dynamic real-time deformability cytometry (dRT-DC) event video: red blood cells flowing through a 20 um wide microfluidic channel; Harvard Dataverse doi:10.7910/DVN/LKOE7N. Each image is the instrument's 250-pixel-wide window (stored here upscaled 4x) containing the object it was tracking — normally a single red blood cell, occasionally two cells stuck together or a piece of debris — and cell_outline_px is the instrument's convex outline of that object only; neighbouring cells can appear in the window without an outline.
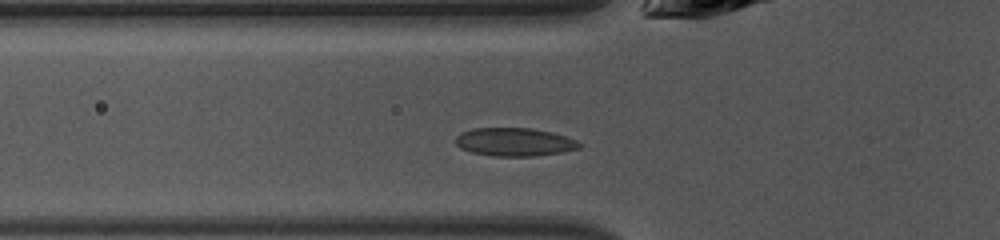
{"species": "common noctule bat (a hibernating species)", "species_latin": "Nyctalus noctula", "temperature_condition": "warm", "stored_images_in_passage": 31, "camera_frame_rate_fps": 3000, "um_per_image_px": 0.085, "animal": {"sex": "female", "body_mass_g": 10.0, "forearm_length_mm": 53.1}, "frame": {"image": 1, "passage_image": 5, "time_ms": 1.333, "image_size_px": [1000, 240], "cell_outline_px": [[580, 148], [564, 152], [536, 156], [492, 156], [472, 152], [460, 148], [456, 144], [456, 136], [460, 132], [472, 128], [532, 128], [552, 132], [576, 140], [580, 144]], "centroid_in_image_um": [43.72, 12.07], "position_along_channel_um": 82.1, "area_um2": 20.46}}
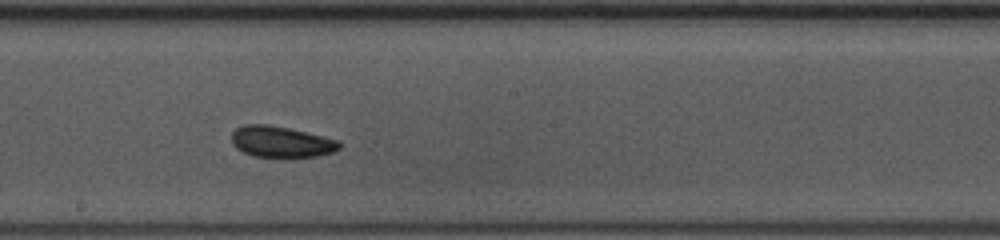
{"frame": {"image": 2, "passage_image": 15, "time_ms": 4.667, "image_size_px": [1000, 240], "cell_outline_px": [[340, 148], [332, 152], [316, 156], [252, 156], [236, 148], [232, 144], [232, 132], [236, 128], [244, 124], [268, 124], [288, 128], [340, 140]], "centroid_in_image_um": [23.87, 12.03], "position_along_channel_um": 224.3, "area_um2": 19.31}}
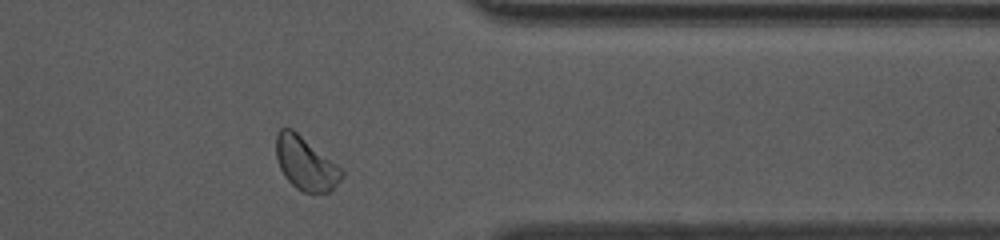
{"frame": {"image": 3, "passage_image": 27, "time_ms": 8.667, "image_size_px": [1000, 240], "cell_outline_px": [[344, 176], [328, 192], [304, 192], [296, 188], [284, 176], [280, 168], [276, 156], [276, 136], [280, 128], [292, 128], [336, 164], [344, 172]], "centroid_in_image_um": [25.95, 13.89], "position_along_channel_um": 385.4, "area_um2": 19.94}, "authors_computed_cell_mechanics": {"area_um2": 19.941, "velocity_mm_per_s": 4.2358, "shape_relaxation_time_tau1_ms": 2.2504, "shape_relaxation_time_tau2_ms": 1.7134, "deformation_change_tau1": 0.0965, "deformation_change_tau2": 0.0673}}